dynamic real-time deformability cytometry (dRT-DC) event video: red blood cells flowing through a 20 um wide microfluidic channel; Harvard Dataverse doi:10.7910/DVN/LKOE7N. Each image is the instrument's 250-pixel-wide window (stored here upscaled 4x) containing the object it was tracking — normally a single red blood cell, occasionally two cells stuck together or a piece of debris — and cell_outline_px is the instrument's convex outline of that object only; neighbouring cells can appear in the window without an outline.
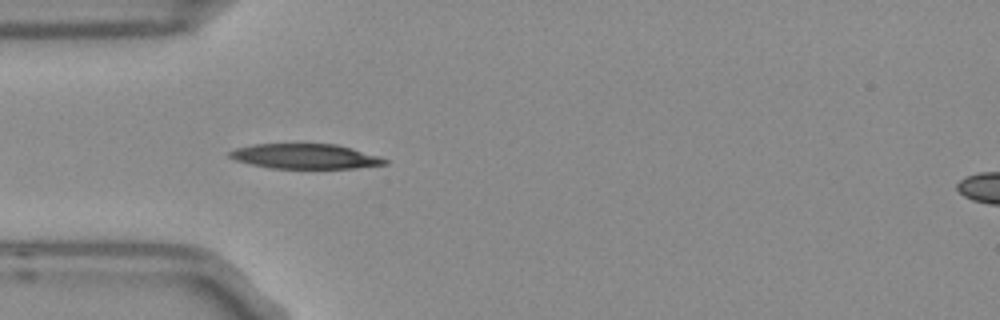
{"species": "Egyptian fruit bat (a non-hibernating species)", "species_latin": "Rousettus aegyptiacus", "temperature_condition": "room temperature", "stored_images_in_passage": 15, "camera_frame_rate_fps": 3000, "um_per_image_px": 0.085, "frame": {"image": 1, "passage_image": 1, "time_ms": 0.0, "image_size_px": [1000, 320], "cell_outline_px": [[388, 164], [356, 168], [268, 168], [248, 164], [236, 160], [228, 156], [228, 152], [236, 148], [252, 144], [336, 144], [352, 148], [388, 160]], "centroid_in_image_um": [25.89, 13.29], "position_along_channel_um": 59.1, "area_um2": 22.48}}
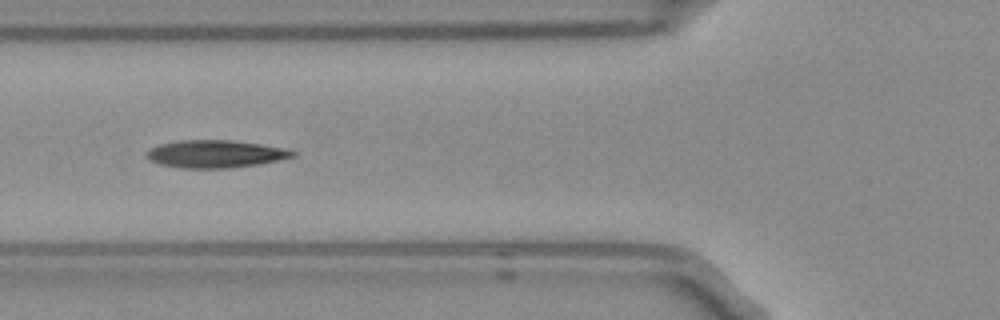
{"frame": {"image": 2, "passage_image": 5, "time_ms": 1.333, "image_size_px": [1000, 320], "cell_outline_px": [[296, 156], [256, 164], [228, 168], [180, 168], [160, 164], [148, 160], [144, 156], [144, 152], [160, 144], [180, 140], [232, 140], [260, 144], [284, 148], [296, 152]], "centroid_in_image_um": [18.24, 13.08], "position_along_channel_um": 107.6, "area_um2": 23.41}}